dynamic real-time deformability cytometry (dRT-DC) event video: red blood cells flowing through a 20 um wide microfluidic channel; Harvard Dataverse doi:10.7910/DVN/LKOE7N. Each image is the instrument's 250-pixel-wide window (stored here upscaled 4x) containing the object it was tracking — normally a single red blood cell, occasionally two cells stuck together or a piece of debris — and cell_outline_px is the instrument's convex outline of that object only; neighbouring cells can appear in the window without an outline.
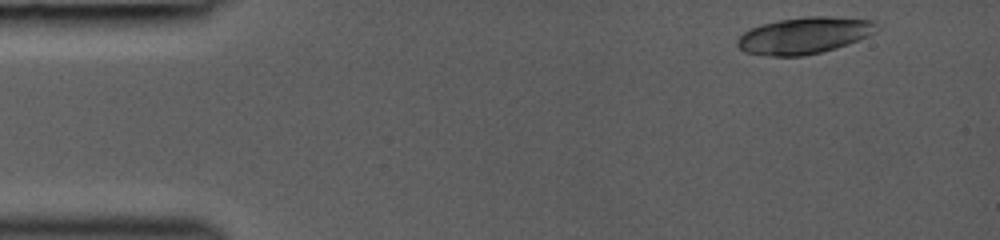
{"species": "common noctule bat (a hibernating species)", "species_latin": "Nyctalus noctula", "temperature_condition": "room temperature", "stored_images_in_passage": 11, "camera_frame_rate_fps": 3000, "um_per_image_px": 0.085, "animal": {"sex": "female", "body_mass_g": 19.0, "forearm_length_mm": 53.3}, "frame": {"image": 1, "passage_image": 1, "time_ms": 0.0, "image_size_px": [1000, 240], "cell_outline_px": [[880, 28], [868, 36], [848, 44], [836, 48], [804, 56], [768, 56], [744, 52], [736, 44], [736, 40], [744, 32], [752, 28], [764, 24], [780, 20], [808, 16], [828, 16], [876, 20], [880, 24]], "centroid_in_image_um": [68.41, 3.01], "position_along_channel_um": 16.6, "area_um2": 29.82}}
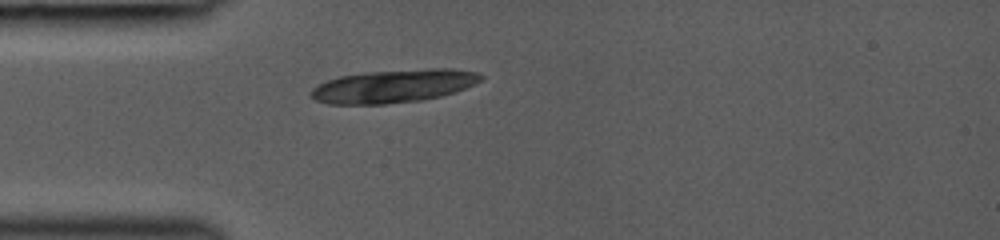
{"frame": {"image": 2, "passage_image": 5, "time_ms": 3.0, "image_size_px": [1000, 240], "cell_outline_px": [[484, 80], [456, 92], [440, 96], [420, 100], [384, 104], [328, 104], [316, 100], [308, 92], [312, 88], [328, 80], [340, 76], [364, 72], [432, 68], [452, 68], [476, 72], [484, 76]], "centroid_in_image_um": [33.49, 7.31], "position_along_channel_um": 51.5, "area_um2": 32.89}}
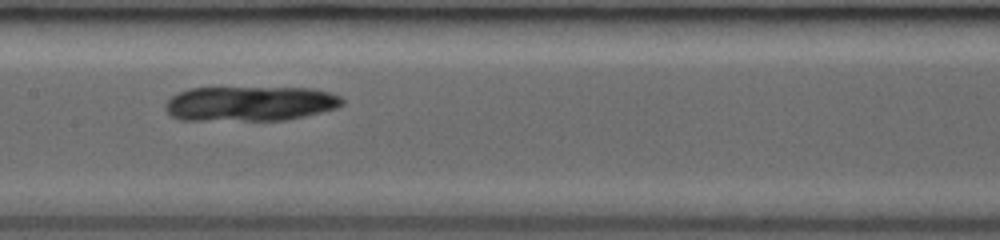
{"frame": {"image": 3, "passage_image": 10, "time_ms": 6.333, "image_size_px": [1000, 240], "cell_outline_px": [[344, 104], [336, 108], [304, 116], [284, 120], [180, 120], [172, 116], [164, 108], [164, 104], [172, 96], [188, 88], [312, 88], [328, 92], [340, 96], [344, 100]], "centroid_in_image_um": [21.24, 8.81], "position_along_channel_um": 186.2, "area_um2": 35.89}}